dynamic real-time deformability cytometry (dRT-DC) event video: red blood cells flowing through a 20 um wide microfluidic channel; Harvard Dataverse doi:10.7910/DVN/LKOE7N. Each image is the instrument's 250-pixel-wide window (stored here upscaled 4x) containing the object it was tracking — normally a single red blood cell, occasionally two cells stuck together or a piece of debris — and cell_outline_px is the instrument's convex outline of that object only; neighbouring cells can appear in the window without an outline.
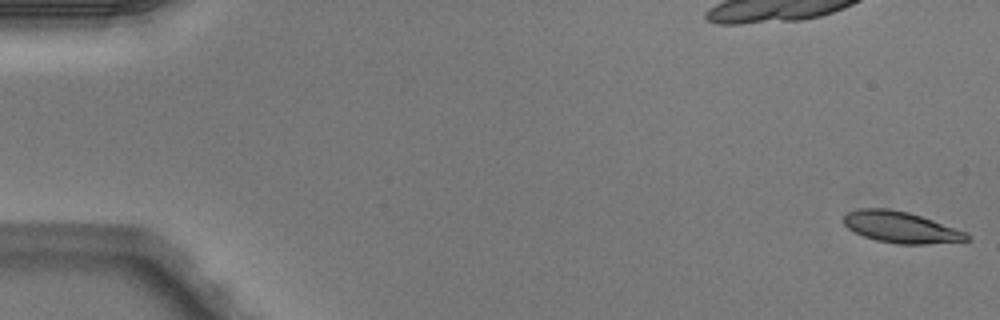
{"species": "Egyptian fruit bat (a non-hibernating species)", "species_latin": "Rousettus aegyptiacus", "temperature_condition": "warm", "stored_images_in_passage": 4, "camera_frame_rate_fps": 3000, "um_per_image_px": 0.085, "animal": {"sex": "male"}, "frame": {"image": 1, "passage_image": 1, "time_ms": 0.0, "image_size_px": [1000, 320], "cell_outline_px": [[972, 240], [924, 244], [896, 244], [876, 240], [864, 236], [848, 228], [844, 224], [844, 216], [848, 212], [860, 208], [888, 208], [908, 212], [968, 232], [972, 236]], "centroid_in_image_um": [76.61, 19.32], "position_along_channel_um": 8.4, "area_um2": 22.43}}
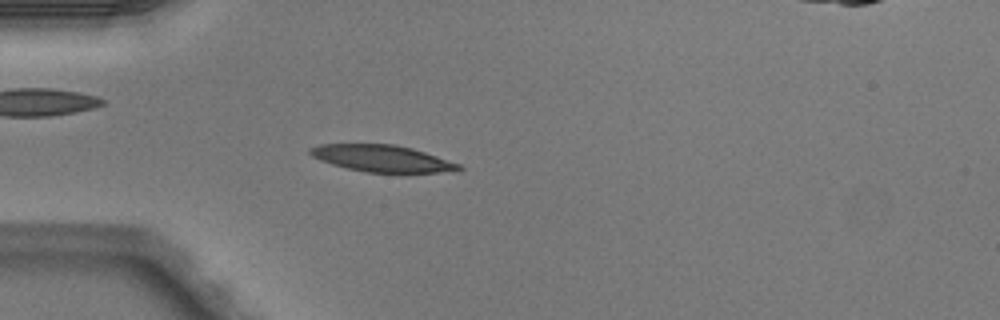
{"frame": {"image": 2, "passage_image": 4, "time_ms": 1.0, "image_size_px": [1000, 320], "cell_outline_px": [[464, 168], [436, 172], [368, 172], [348, 168], [332, 164], [320, 160], [312, 156], [308, 152], [308, 148], [320, 144], [392, 144], [412, 148], [460, 164]], "centroid_in_image_um": [32.4, 13.45], "position_along_channel_um": 52.6, "area_um2": 22.72}}